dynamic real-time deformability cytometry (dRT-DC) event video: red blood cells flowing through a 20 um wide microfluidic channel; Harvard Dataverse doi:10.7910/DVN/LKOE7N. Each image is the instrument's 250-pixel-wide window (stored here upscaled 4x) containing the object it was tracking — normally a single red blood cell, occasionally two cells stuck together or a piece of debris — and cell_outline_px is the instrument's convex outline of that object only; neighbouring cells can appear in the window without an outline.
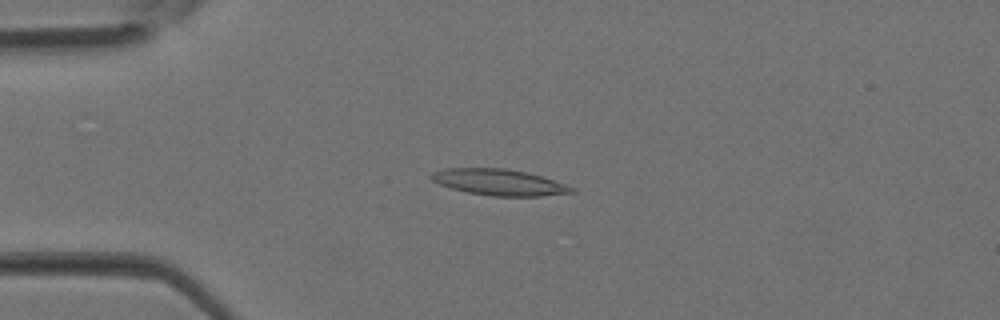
{"species": "Egyptian fruit bat (a non-hibernating species)", "species_latin": "Rousettus aegyptiacus", "temperature_condition": "room temperature", "stored_images_in_passage": 21, "camera_frame_rate_fps": 3000, "um_per_image_px": 0.085, "animal": {"sex": "female"}, "frame": {"image": 1, "passage_image": 9, "time_ms": 2.667, "image_size_px": [1000, 320], "cell_outline_px": [[576, 192], [540, 196], [492, 196], [468, 192], [452, 188], [440, 184], [432, 180], [428, 176], [432, 172], [448, 168], [504, 168], [524, 172], [540, 176], [576, 188]], "centroid_in_image_um": [42.41, 15.49], "position_along_channel_um": 42.6, "area_um2": 21.15}}
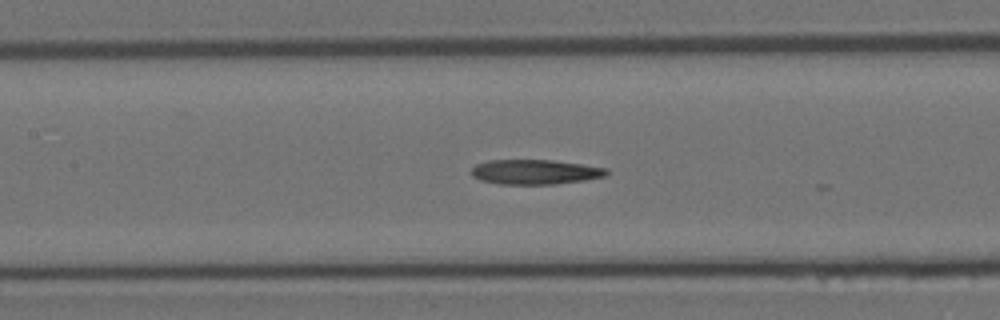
{"frame": {"image": 2, "passage_image": 17, "time_ms": 5.333, "image_size_px": [1000, 320], "cell_outline_px": [[608, 176], [584, 180], [556, 184], [500, 184], [480, 180], [472, 176], [472, 168], [476, 164], [488, 160], [552, 160], [608, 168]], "centroid_in_image_um": [45.49, 14.61], "position_along_channel_um": 161.9, "area_um2": 19.54}}
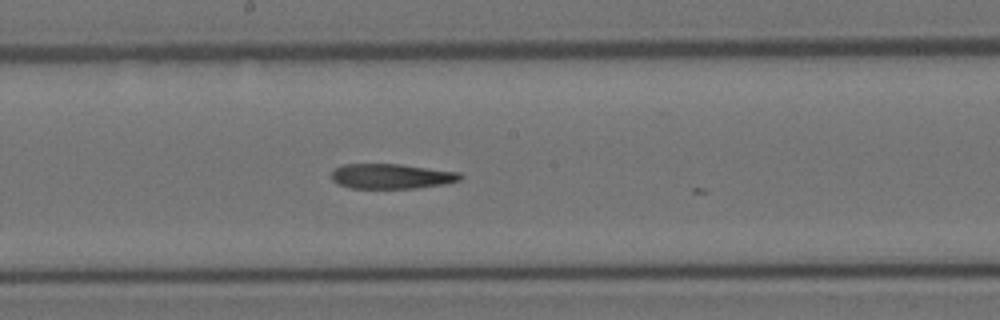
{"frame": {"image": 3, "passage_image": 20, "time_ms": 6.333, "image_size_px": [1000, 320], "cell_outline_px": [[464, 176], [460, 180], [444, 184], [416, 188], [352, 188], [336, 184], [332, 180], [332, 172], [336, 168], [344, 164], [400, 164], [460, 172]], "centroid_in_image_um": [33.28, 14.98], "position_along_channel_um": 214.9, "area_um2": 18.79}}